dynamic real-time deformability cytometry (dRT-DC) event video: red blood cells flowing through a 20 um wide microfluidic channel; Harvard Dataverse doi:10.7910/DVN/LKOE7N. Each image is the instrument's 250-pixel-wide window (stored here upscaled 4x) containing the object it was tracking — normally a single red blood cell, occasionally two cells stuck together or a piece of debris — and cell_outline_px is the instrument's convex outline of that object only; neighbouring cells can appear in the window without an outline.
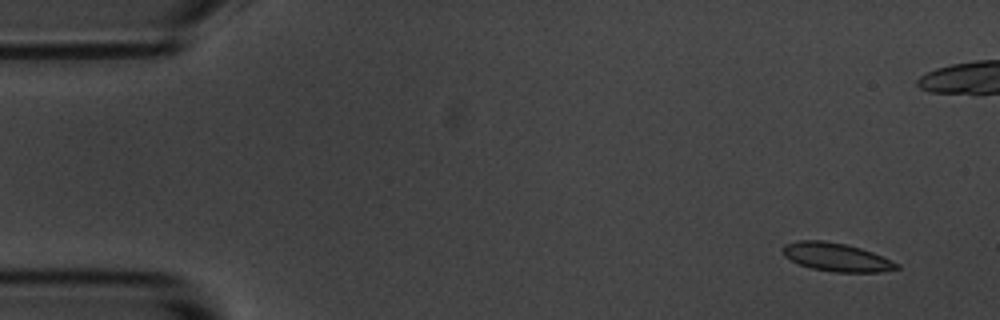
{"species": "common noctule bat (a hibernating species)", "species_latin": "Nyctalus noctula", "temperature_condition": "room temperature", "stored_images_in_passage": 7, "camera_frame_rate_fps": 3000, "um_per_image_px": 0.085, "animal": {"sex": "male", "body_mass_g": 20.1, "forearm_length_mm": 53.5}, "frame": {"image": 1, "passage_image": 1, "time_ms": 0.0, "image_size_px": [1000, 320], "cell_outline_px": [[900, 268], [880, 272], [836, 272], [812, 268], [800, 264], [784, 256], [780, 248], [784, 244], [800, 240], [820, 240], [844, 244], [860, 248], [872, 252], [900, 264]], "centroid_in_image_um": [71.08, 21.85], "position_along_channel_um": 13.9, "area_um2": 18.67}}
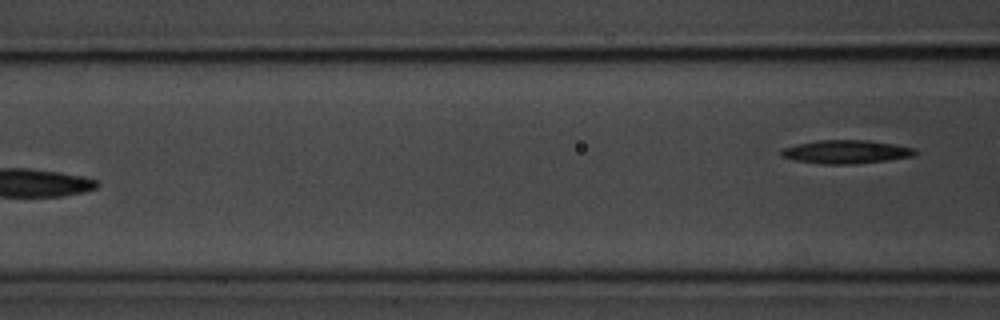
{"frame": {"image": 2, "passage_image": 7, "time_ms": 7.0, "image_size_px": [1000, 320], "cell_outline_px": [[916, 152], [912, 156], [888, 160], [852, 164], [824, 164], [796, 160], [780, 156], [780, 152], [784, 148], [796, 144], [816, 140], [872, 140], [916, 148]], "centroid_in_image_um": [71.92, 12.89], "position_along_channel_um": 94.7, "area_um2": 18.26}}